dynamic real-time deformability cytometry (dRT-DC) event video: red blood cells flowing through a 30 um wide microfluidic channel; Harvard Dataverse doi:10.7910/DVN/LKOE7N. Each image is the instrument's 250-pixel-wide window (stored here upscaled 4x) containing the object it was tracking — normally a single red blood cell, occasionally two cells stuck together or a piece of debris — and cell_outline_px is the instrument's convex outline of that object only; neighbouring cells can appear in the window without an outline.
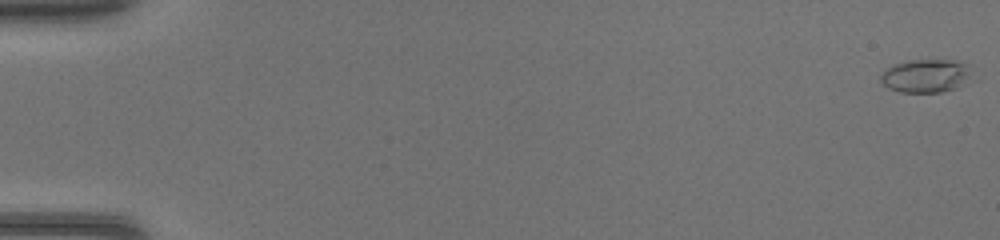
{"species": "common noctule bat (a hibernating species)", "species_latin": "Nyctalus noctula", "temperature_condition": "warm", "stored_images_in_passage": 47, "camera_frame_rate_fps": 3000, "um_per_image_px": 0.085, "animal": {"sex": "female", "body_mass_g": 17.0, "forearm_length_mm": 48.0}, "frame": {"image": 1, "passage_image": 1, "time_ms": 0.0, "image_size_px": [1000, 240], "cell_outline_px": [[964, 76], [956, 88], [940, 92], [900, 92], [888, 88], [880, 80], [880, 76], [892, 64], [908, 60], [956, 60], [964, 64]], "centroid_in_image_um": [78.51, 6.44], "position_along_channel_um": 6.5, "area_um2": 16.76}}
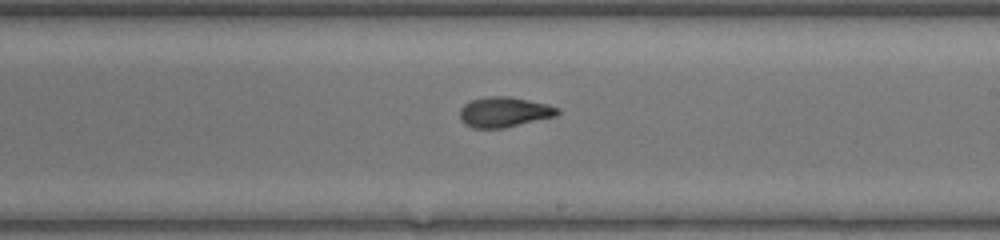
{"frame": {"image": 2, "passage_image": 29, "time_ms": 9.333, "image_size_px": [1000, 240], "cell_outline_px": [[560, 112], [556, 116], [504, 128], [472, 128], [464, 124], [460, 120], [460, 108], [464, 104], [472, 100], [488, 96], [508, 96], [548, 104], [560, 108]], "centroid_in_image_um": [42.85, 9.53], "position_along_channel_um": 246.1, "area_um2": 17.28}}
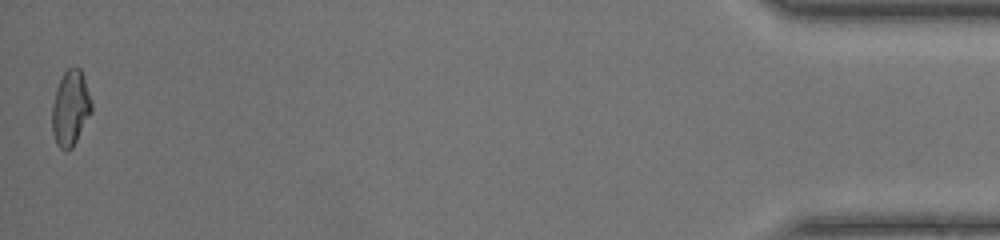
{"frame": {"image": 3, "passage_image": 47, "time_ms": 15.333, "image_size_px": [1000, 240], "cell_outline_px": [[92, 112], [72, 148], [60, 148], [56, 144], [52, 132], [52, 104], [56, 88], [64, 72], [68, 68], [80, 68], [84, 76], [92, 100]], "centroid_in_image_um": [6.0, 9.17], "position_along_channel_um": 429.2, "area_um2": 17.34}}